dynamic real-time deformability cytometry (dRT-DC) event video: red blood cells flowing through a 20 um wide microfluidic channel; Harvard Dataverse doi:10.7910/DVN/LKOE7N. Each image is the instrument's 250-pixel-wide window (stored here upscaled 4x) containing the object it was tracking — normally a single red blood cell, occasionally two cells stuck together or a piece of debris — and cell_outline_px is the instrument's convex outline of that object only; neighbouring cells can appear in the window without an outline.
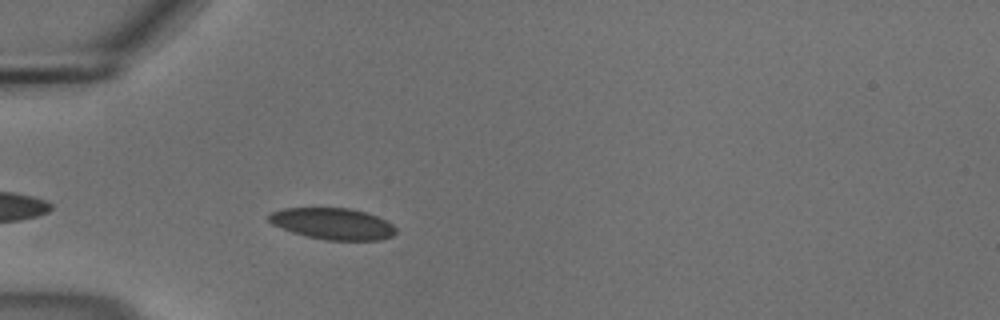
{"species": "common noctule bat (a hibernating species)", "species_latin": "Nyctalus noctula", "temperature_condition": "cold", "stored_images_in_passage": 40, "camera_frame_rate_fps": 3000, "um_per_image_px": 0.085, "animal": {"sex": "male", "body_mass_g": 18.8}, "frame": {"image": 1, "passage_image": 4, "time_ms": 1.0, "image_size_px": [1000, 320], "cell_outline_px": [[396, 232], [392, 236], [380, 240], [324, 240], [292, 232], [272, 224], [268, 220], [268, 216], [272, 212], [284, 208], [348, 208], [364, 212], [376, 216], [392, 224], [396, 228]], "centroid_in_image_um": [28.28, 19.02], "position_along_channel_um": 56.7, "area_um2": 23.06}}
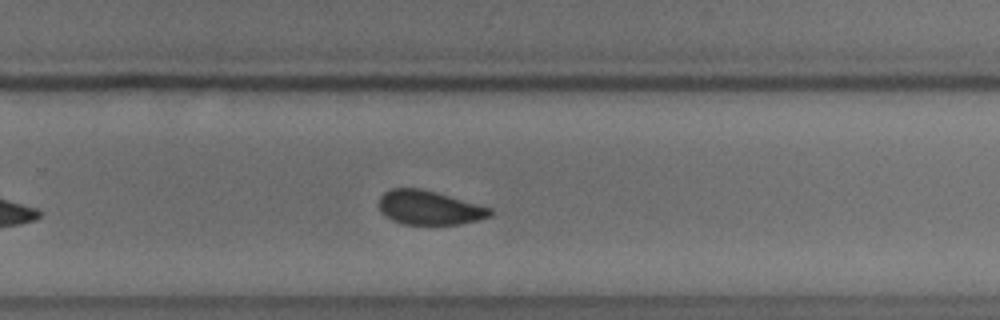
{"frame": {"image": 2, "passage_image": 24, "time_ms": 7.667, "image_size_px": [1000, 320], "cell_outline_px": [[492, 216], [460, 224], [404, 224], [392, 220], [380, 212], [380, 196], [384, 192], [392, 188], [420, 188], [436, 192], [492, 208]], "centroid_in_image_um": [36.48, 17.65], "position_along_channel_um": 293.3, "area_um2": 21.96}}
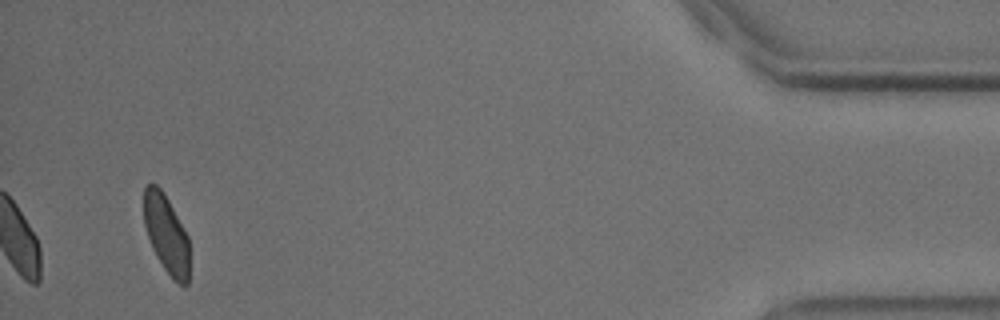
{"frame": {"image": 3, "passage_image": 40, "time_ms": 13.0, "image_size_px": [1000, 320], "cell_outline_px": [[188, 284], [184, 288], [164, 268], [156, 256], [152, 248], [144, 224], [144, 188], [148, 184], [156, 184], [164, 192], [188, 236]], "centroid_in_image_um": [14.13, 19.87], "position_along_channel_um": 421.1, "area_um2": 20.52}, "authors_computed_cell_mechanics": {"area_um2": 23.0333, "velocity_mm_per_s": 3.6808, "shape_relaxation_time_tau1_ms": 3.3143, "shape_relaxation_time_tau2_ms": 2.0685, "deformation_change_tau1": 0.0921, "deformation_change_tau2": 0.0585}}